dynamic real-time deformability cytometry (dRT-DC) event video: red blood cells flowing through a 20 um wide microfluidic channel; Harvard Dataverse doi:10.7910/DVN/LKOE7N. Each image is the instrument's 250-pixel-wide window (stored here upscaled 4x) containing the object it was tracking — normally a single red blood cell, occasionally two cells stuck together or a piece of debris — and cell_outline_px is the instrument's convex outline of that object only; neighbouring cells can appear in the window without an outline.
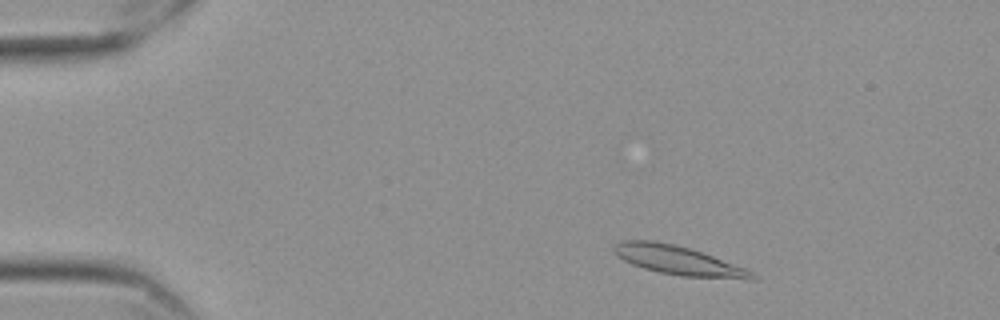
{"species": "Egyptian fruit bat (a non-hibernating species)", "species_latin": "Rousettus aegyptiacus", "temperature_condition": "cold", "stored_images_in_passage": 54, "camera_frame_rate_fps": 3000, "um_per_image_px": 0.085, "frame": {"image": 1, "passage_image": 6, "time_ms": 1.667, "image_size_px": [1000, 320], "cell_outline_px": [[756, 276], [752, 280], [748, 280], [680, 276], [660, 272], [644, 268], [632, 264], [616, 256], [612, 248], [620, 240], [652, 240], [676, 244], [748, 268]], "centroid_in_image_um": [57.66, 22.14], "position_along_channel_um": 27.3, "area_um2": 23.47}}
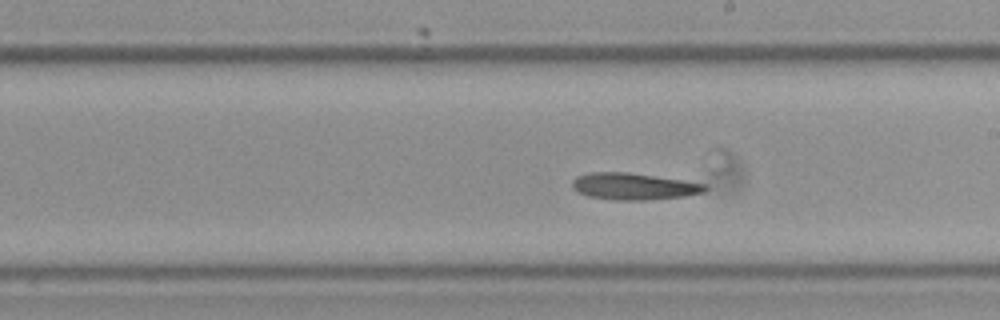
{"frame": {"image": 2, "passage_image": 30, "time_ms": 9.667, "image_size_px": [1000, 320], "cell_outline_px": [[708, 188], [704, 192], [688, 196], [648, 200], [616, 200], [588, 196], [572, 188], [572, 180], [576, 176], [588, 172], [628, 172], [684, 180], [704, 184]], "centroid_in_image_um": [53.87, 15.84], "position_along_channel_um": 235.1, "area_um2": 20.81}}
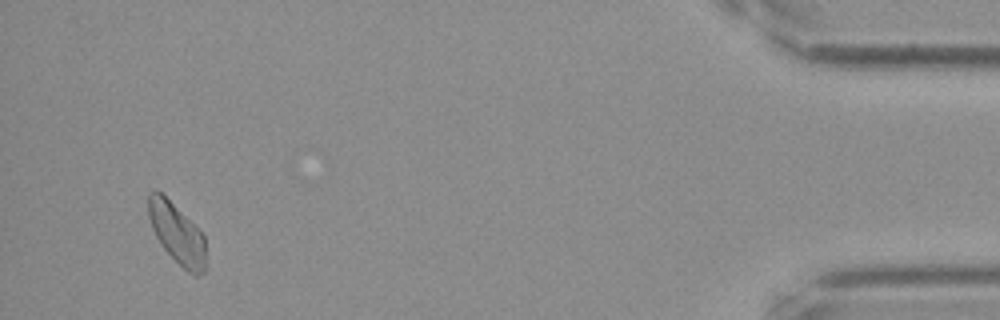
{"frame": {"image": 3, "passage_image": 52, "time_ms": 17.0, "image_size_px": [1000, 320], "cell_outline_px": [[204, 272], [196, 276], [188, 272], [164, 248], [156, 236], [152, 228], [148, 216], [148, 192], [156, 188], [204, 236]], "centroid_in_image_um": [14.99, 19.83], "position_along_channel_um": 420.2, "area_um2": 19.36}, "authors_computed_cell_mechanics": {"area_um2": 20.7791, "velocity_mm_per_s": 3.5004, "shape_relaxation_time_tau1_ms": null, "shape_relaxation_time_tau2_ms": 6.6827, "deformation_change_tau1": null, "deformation_change_tau2": 0.1575}}